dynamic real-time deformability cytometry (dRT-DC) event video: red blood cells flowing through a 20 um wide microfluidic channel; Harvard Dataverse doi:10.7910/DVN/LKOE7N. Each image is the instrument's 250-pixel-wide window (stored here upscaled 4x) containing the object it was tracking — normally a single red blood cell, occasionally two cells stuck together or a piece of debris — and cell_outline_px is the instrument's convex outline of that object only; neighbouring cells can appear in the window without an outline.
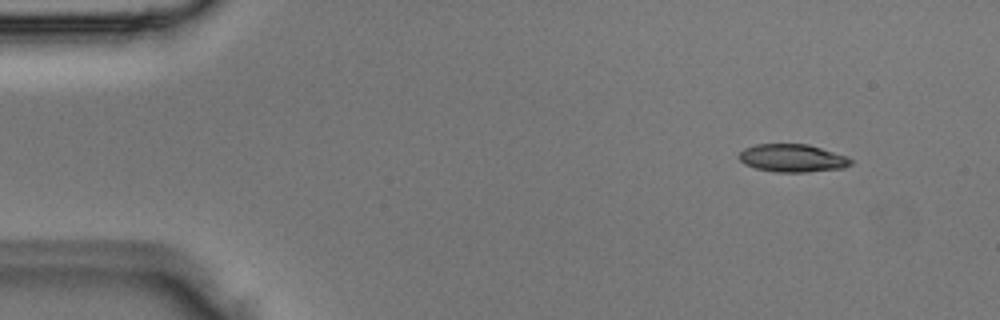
{"species": "Egyptian fruit bat (a non-hibernating species)", "species_latin": "Rousettus aegyptiacus", "temperature_condition": "room temperature", "stored_images_in_passage": 3, "segment_of_instrument_passage": [1, 2], "camera_frame_rate_fps": 3000, "um_per_image_px": 0.085, "animal": {"sex": "male"}, "frame": {"image": 1, "passage_image": 1, "time_ms": 0.0, "image_size_px": [1000, 320], "cell_outline_px": [[852, 164], [844, 168], [804, 172], [776, 172], [756, 168], [744, 164], [736, 156], [744, 148], [756, 144], [808, 144], [848, 156], [852, 160]], "centroid_in_image_um": [67.35, 13.43], "position_along_channel_um": 17.6, "area_um2": 18.26}}